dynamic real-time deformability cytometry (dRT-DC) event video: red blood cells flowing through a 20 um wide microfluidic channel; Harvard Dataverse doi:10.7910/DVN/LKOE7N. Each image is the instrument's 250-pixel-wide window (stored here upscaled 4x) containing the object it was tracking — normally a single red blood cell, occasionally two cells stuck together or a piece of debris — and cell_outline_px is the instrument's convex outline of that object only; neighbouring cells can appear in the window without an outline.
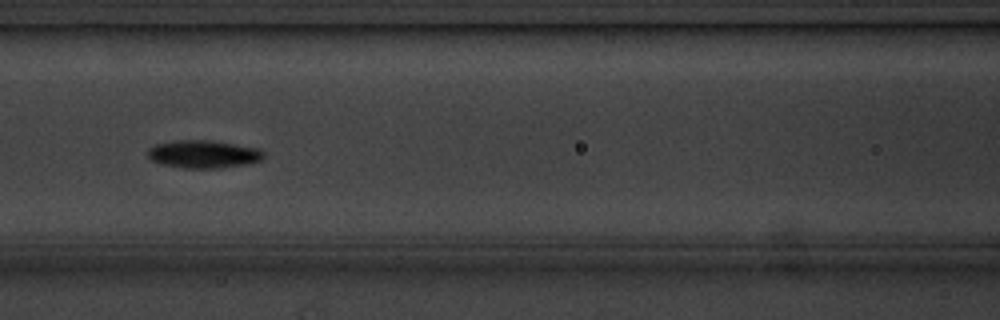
{"species": "common noctule bat (a hibernating species)", "species_latin": "Nyctalus noctula", "temperature_condition": "cold", "stored_images_in_passage": 6, "camera_frame_rate_fps": 3000, "um_per_image_px": 0.085, "animal": {"sex": "male", "body_mass_g": 20.1, "forearm_length_mm": 53.5}, "frame": {"image": 1, "passage_image": 6, "time_ms": 5.667, "image_size_px": [1000, 320], "cell_outline_px": [[264, 156], [260, 160], [248, 164], [220, 168], [184, 168], [160, 164], [152, 160], [148, 156], [148, 148], [156, 144], [176, 140], [204, 140], [260, 148], [264, 152]], "centroid_in_image_um": [17.28, 13.11], "position_along_channel_um": 149.3, "area_um2": 18.73}}